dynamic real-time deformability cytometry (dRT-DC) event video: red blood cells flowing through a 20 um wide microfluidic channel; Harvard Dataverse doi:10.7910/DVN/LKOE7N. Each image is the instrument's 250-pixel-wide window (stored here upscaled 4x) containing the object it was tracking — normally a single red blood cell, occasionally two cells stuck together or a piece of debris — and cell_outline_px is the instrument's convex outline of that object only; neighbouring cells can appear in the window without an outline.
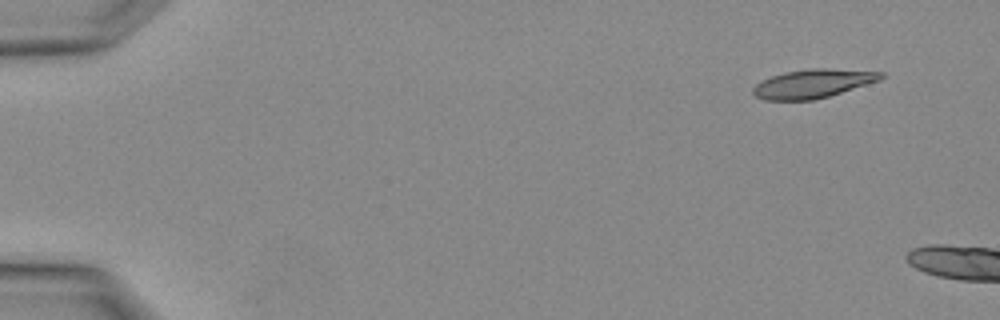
{"species": "Egyptian fruit bat (a non-hibernating species)", "species_latin": "Rousettus aegyptiacus", "temperature_condition": "warm", "stored_images_in_passage": 2, "camera_frame_rate_fps": 3000, "um_per_image_px": 0.085, "animal": {"sex": "female"}, "frame": {"image": 1, "passage_image": 1, "time_ms": 0.0, "image_size_px": [1000, 320], "cell_outline_px": [[884, 76], [880, 80], [828, 96], [812, 100], [764, 100], [756, 96], [752, 92], [752, 88], [756, 84], [772, 76], [784, 72], [808, 68], [828, 68], [884, 72]], "centroid_in_image_um": [69.09, 7.1], "position_along_channel_um": 15.9, "area_um2": 21.27}}